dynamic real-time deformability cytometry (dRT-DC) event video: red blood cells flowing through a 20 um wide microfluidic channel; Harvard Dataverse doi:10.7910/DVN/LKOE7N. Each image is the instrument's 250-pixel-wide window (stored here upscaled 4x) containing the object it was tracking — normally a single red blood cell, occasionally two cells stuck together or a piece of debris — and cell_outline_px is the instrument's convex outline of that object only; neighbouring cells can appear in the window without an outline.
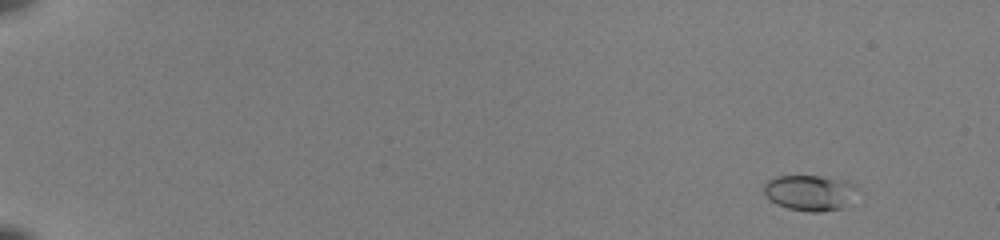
{"species": "common noctule bat (a hibernating species)", "species_latin": "Nyctalus noctula", "temperature_condition": "room temperature", "stored_images_in_passage": 55, "camera_frame_rate_fps": 3000, "um_per_image_px": 0.085, "animal": {"sex": "female", "body_mass_g": 22.0, "forearm_length_mm": 56.7}, "frame": {"image": 1, "passage_image": 6, "time_ms": 1.667, "image_size_px": [1000, 240], "cell_outline_px": [[864, 192], [840, 208], [820, 212], [808, 212], [788, 208], [776, 204], [764, 192], [764, 184], [768, 180], [776, 176], [820, 176], [844, 180], [856, 184]], "centroid_in_image_um": [68.94, 16.37], "position_along_channel_um": 16.1, "area_um2": 19.77}}
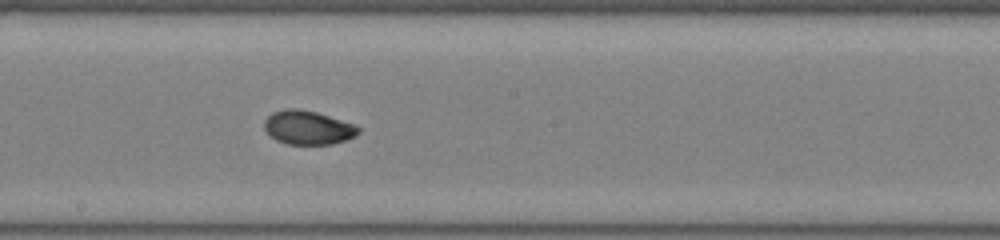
{"frame": {"image": 2, "passage_image": 34, "time_ms": 11.0, "image_size_px": [1000, 240], "cell_outline_px": [[360, 132], [356, 136], [348, 140], [332, 144], [288, 144], [276, 140], [268, 136], [264, 128], [264, 120], [272, 112], [288, 108], [296, 108], [316, 112], [356, 124], [360, 128]], "centroid_in_image_um": [26.18, 10.85], "position_along_channel_um": 222.0, "area_um2": 18.84}}
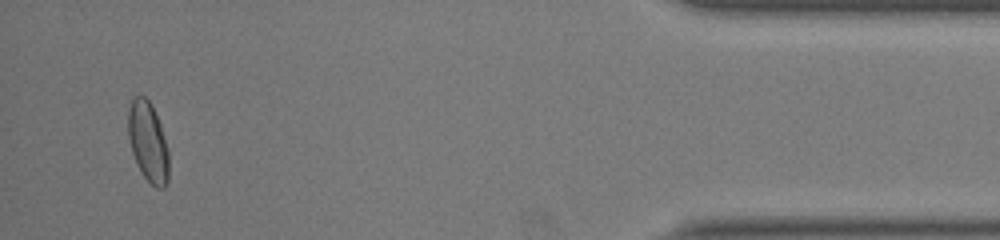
{"frame": {"image": 3, "passage_image": 53, "time_ms": 17.333, "image_size_px": [1000, 240], "cell_outline_px": [[168, 180], [164, 188], [156, 188], [140, 172], [132, 152], [128, 136], [128, 108], [132, 96], [144, 96], [152, 104], [160, 124], [168, 148]], "centroid_in_image_um": [12.57, 12.03], "position_along_channel_um": 422.6, "area_um2": 19.02}, "authors_computed_cell_mechanics": {"area_um2": 18.3226, "velocity_mm_per_s": 4.0094, "shape_relaxation_time_tau1_ms": 4.7727, "shape_relaxation_time_tau2_ms": 1.4114, "deformation_change_tau1": 0.1634, "deformation_change_tau2": 0.0333}}